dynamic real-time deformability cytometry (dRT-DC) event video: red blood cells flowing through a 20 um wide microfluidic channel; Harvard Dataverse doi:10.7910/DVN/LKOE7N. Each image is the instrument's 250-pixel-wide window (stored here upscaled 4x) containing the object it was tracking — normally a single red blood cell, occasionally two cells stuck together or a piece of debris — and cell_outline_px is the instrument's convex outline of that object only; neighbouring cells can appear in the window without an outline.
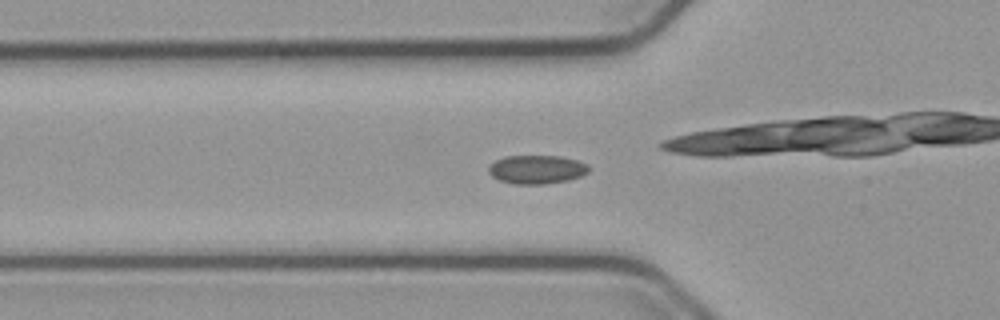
{"species": "common noctule bat (a hibernating species)", "species_latin": "Nyctalus noctula", "temperature_condition": "cold", "stored_images_in_passage": 46, "camera_frame_rate_fps": 3000, "um_per_image_px": 0.085, "animal": {"sex": "male", "body_mass_g": 23.1, "forearm_length_mm": 52.7}, "frame": {"image": 1, "passage_image": 14, "time_ms": 4.333, "image_size_px": [1000, 320], "cell_outline_px": [[588, 172], [580, 176], [568, 180], [544, 184], [512, 184], [500, 180], [492, 176], [488, 172], [488, 168], [496, 160], [504, 156], [560, 156], [576, 160], [588, 164]], "centroid_in_image_um": [45.61, 14.4], "position_along_channel_um": 80.2, "area_um2": 16.65}}
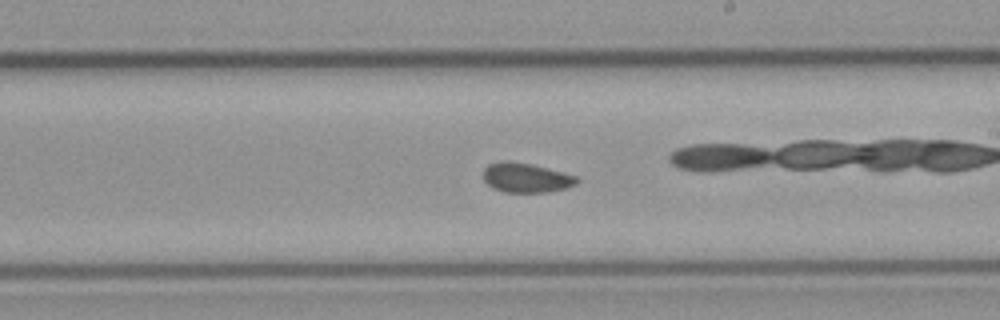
{"frame": {"image": 2, "passage_image": 27, "time_ms": 8.667, "image_size_px": [1000, 320], "cell_outline_px": [[580, 180], [576, 184], [564, 188], [548, 192], [504, 192], [492, 188], [484, 180], [484, 168], [488, 164], [500, 160], [508, 160], [532, 164], [564, 172], [576, 176]], "centroid_in_image_um": [44.7, 15.09], "position_along_channel_um": 244.3, "area_um2": 16.24}}
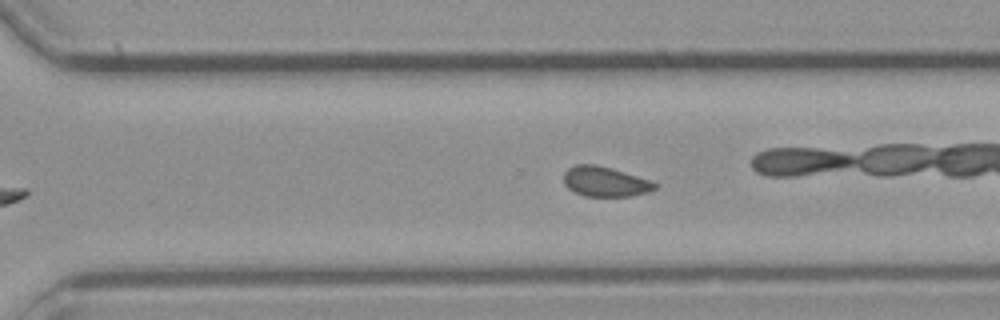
{"frame": {"image": 3, "passage_image": 33, "time_ms": 10.667, "image_size_px": [1000, 320], "cell_outline_px": [[656, 188], [648, 192], [632, 196], [584, 196], [568, 188], [564, 184], [564, 172], [568, 168], [576, 164], [596, 164], [612, 168], [648, 180], [656, 184]], "centroid_in_image_um": [51.39, 15.43], "position_along_channel_um": 319.2, "area_um2": 15.78}, "authors_computed_cell_mechanics": {"area_um2": 16.184, "velocity_mm_per_s": 3.7608, "shape_relaxation_time_tau1_ms": null, "shape_relaxation_time_tau2_ms": 5.7962, "deformation_change_tau1": null, "deformation_change_tau2": 0.072}}